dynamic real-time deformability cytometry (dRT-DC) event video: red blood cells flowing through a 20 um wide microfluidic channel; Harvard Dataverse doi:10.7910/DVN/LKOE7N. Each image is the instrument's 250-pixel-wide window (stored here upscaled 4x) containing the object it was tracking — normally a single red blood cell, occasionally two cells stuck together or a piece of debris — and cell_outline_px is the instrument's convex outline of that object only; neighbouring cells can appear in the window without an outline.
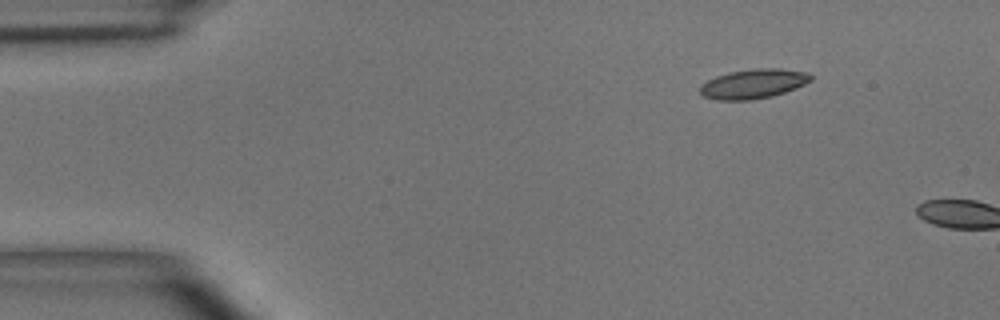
{"species": "common noctule bat (a hibernating species)", "species_latin": "Nyctalus noctula", "temperature_condition": "room temperature", "stored_images_in_passage": 2, "camera_frame_rate_fps": 3000, "um_per_image_px": 0.085, "animal": {"sex": "male", "body_mass_g": 15.6}, "frame": {"image": 1, "passage_image": 1, "time_ms": 0.0, "image_size_px": [1000, 320], "cell_outline_px": [[812, 80], [796, 88], [772, 96], [752, 100], [716, 100], [704, 96], [700, 92], [700, 84], [716, 76], [728, 72], [756, 68], [780, 68], [808, 72], [812, 76]], "centroid_in_image_um": [64.04, 7.12], "position_along_channel_um": 21.0, "area_um2": 19.13}}